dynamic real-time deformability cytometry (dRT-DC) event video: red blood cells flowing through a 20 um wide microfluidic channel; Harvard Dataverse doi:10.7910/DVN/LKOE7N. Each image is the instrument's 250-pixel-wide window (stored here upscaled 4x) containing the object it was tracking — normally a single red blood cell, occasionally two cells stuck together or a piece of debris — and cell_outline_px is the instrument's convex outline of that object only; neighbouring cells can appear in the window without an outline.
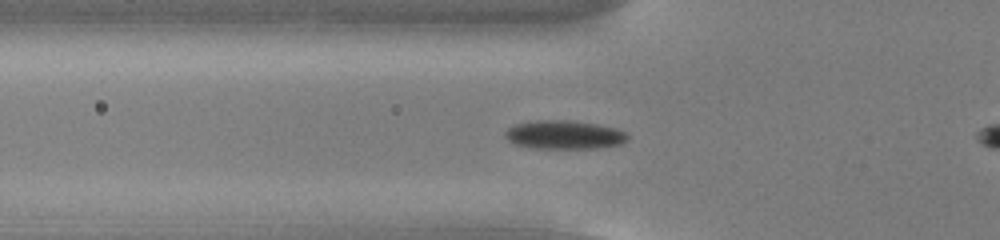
{"species": "common noctule bat (a hibernating species)", "species_latin": "Nyctalus noctula", "temperature_condition": "cold", "stored_images_in_passage": 49, "camera_frame_rate_fps": 3000, "um_per_image_px": 0.085, "animal": {"sex": "male", "body_mass_g": 13.0, "forearm_length_mm": 53.1}, "frame": {"image": 1, "passage_image": 20, "time_ms": 6.333, "image_size_px": [1000, 240], "cell_outline_px": [[628, 140], [620, 144], [596, 148], [528, 148], [516, 144], [508, 140], [504, 136], [504, 132], [508, 128], [516, 124], [536, 120], [568, 120], [596, 124], [616, 128], [624, 132], [628, 136]], "centroid_in_image_um": [47.93, 11.46], "position_along_channel_um": 77.9, "area_um2": 20.4}}
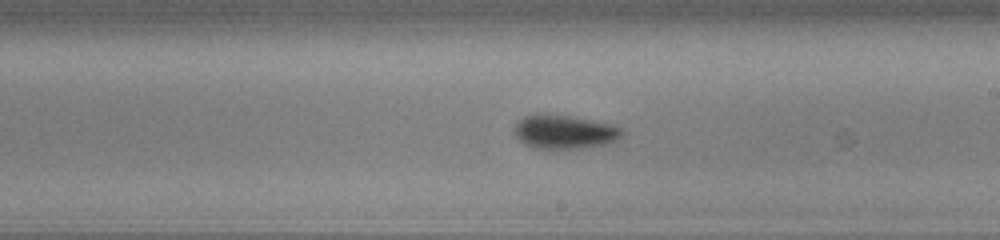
{"frame": {"image": 2, "passage_image": 33, "time_ms": 10.667, "image_size_px": [1000, 240], "cell_outline_px": [[624, 132], [616, 140], [604, 144], [584, 148], [532, 148], [524, 144], [516, 136], [512, 128], [524, 116], [536, 112], [572, 116], [612, 124], [620, 128]], "centroid_in_image_um": [47.92, 11.18], "position_along_channel_um": 241.1, "area_um2": 21.39}}
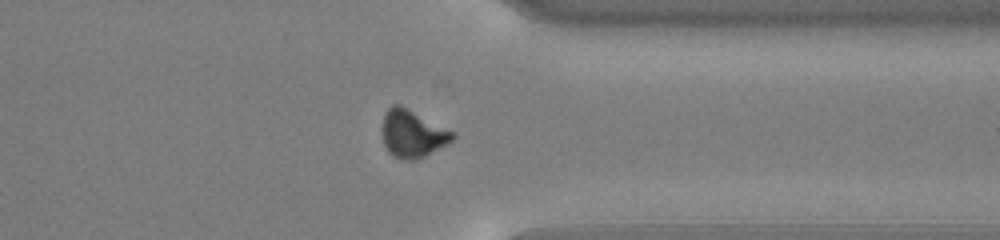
{"frame": {"image": 3, "passage_image": 44, "time_ms": 14.333, "image_size_px": [1000, 240], "cell_outline_px": [[456, 136], [452, 140], [424, 156], [416, 160], [400, 160], [392, 156], [388, 152], [384, 144], [384, 112], [392, 104], [400, 104], [456, 132]], "centroid_in_image_um": [35.07, 11.36], "position_along_channel_um": 376.3, "area_um2": 19.42}}